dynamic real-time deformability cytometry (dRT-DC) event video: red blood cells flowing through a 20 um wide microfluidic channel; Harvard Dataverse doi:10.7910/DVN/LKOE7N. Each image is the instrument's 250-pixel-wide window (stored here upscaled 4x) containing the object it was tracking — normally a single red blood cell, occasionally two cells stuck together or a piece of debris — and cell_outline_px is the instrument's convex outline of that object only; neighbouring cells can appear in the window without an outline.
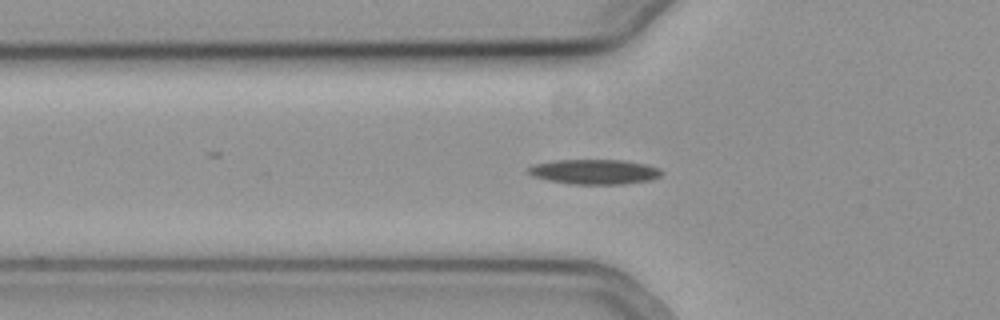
{"species": "common noctule bat (a hibernating species)", "species_latin": "Nyctalus noctula", "temperature_condition": "cold", "stored_images_in_passage": 41, "camera_frame_rate_fps": 3000, "um_per_image_px": 0.085, "animal": {"sex": "female", "body_mass_g": 19.3, "forearm_length_mm": 54.1}, "frame": {"image": 1, "passage_image": 5, "time_ms": 1.333, "image_size_px": [1000, 320], "cell_outline_px": [[664, 172], [660, 176], [652, 180], [624, 184], [572, 184], [548, 180], [532, 176], [528, 172], [528, 168], [532, 164], [556, 160], [628, 160], [648, 164], [660, 168]], "centroid_in_image_um": [50.58, 14.59], "position_along_channel_um": 75.2, "area_um2": 19.59}}
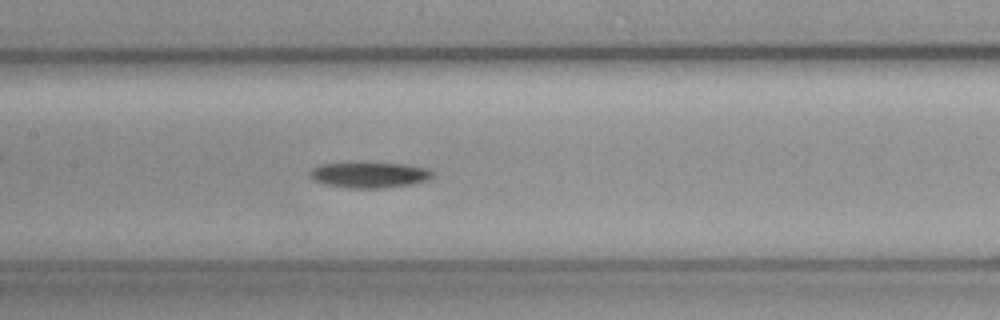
{"frame": {"image": 2, "passage_image": 13, "time_ms": 4.0, "image_size_px": [1000, 320], "cell_outline_px": [[432, 176], [428, 180], [412, 184], [384, 188], [348, 188], [324, 184], [312, 180], [308, 176], [308, 172], [312, 168], [320, 164], [348, 160], [364, 160], [408, 164], [432, 168]], "centroid_in_image_um": [31.35, 14.8], "position_along_channel_um": 176.1, "area_um2": 19.83}}
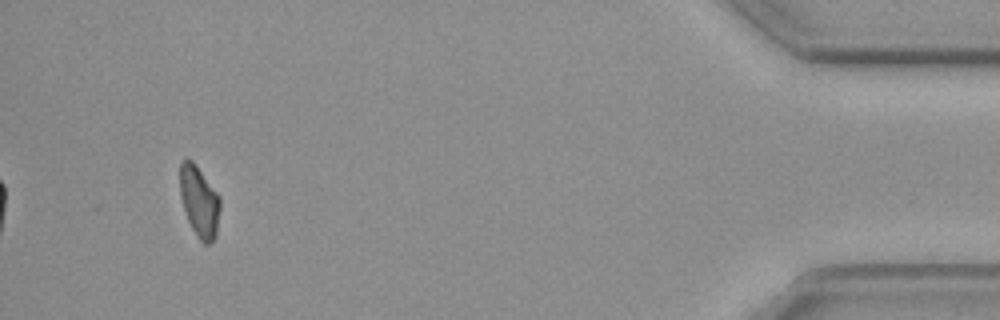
{"frame": {"image": 3, "passage_image": 38, "time_ms": 12.333, "image_size_px": [1000, 320], "cell_outline_px": [[220, 208], [216, 236], [208, 244], [204, 244], [196, 236], [188, 220], [180, 196], [180, 160], [192, 160], [196, 164], [220, 196]], "centroid_in_image_um": [16.94, 17.12], "position_along_channel_um": 418.3, "area_um2": 16.65}}